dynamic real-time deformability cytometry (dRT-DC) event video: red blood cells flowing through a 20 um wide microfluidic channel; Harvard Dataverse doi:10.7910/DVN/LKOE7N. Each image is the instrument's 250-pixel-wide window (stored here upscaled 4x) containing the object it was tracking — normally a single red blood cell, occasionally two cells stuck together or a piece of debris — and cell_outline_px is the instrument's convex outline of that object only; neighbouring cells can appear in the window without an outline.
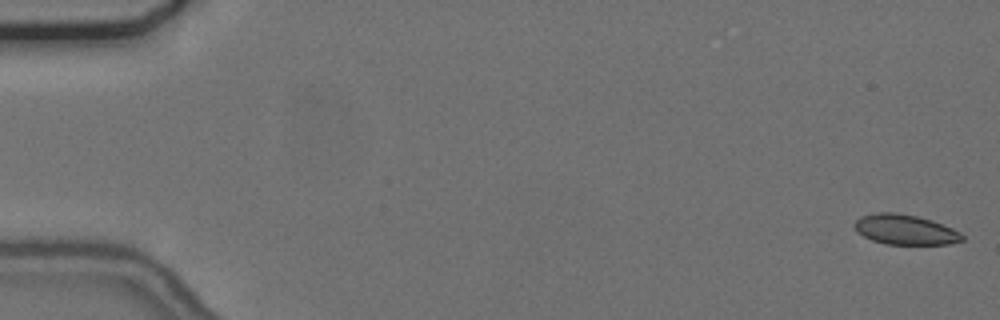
{"species": "common noctule bat (a hibernating species)", "species_latin": "Nyctalus noctula", "temperature_condition": "cold", "stored_images_in_passage": 9, "camera_frame_rate_fps": 3000, "um_per_image_px": 0.085, "animal": {"sex": "female", "body_mass_g": 24.6, "forearm_length_mm": 56.2}, "frame": {"image": 1, "passage_image": 1, "time_ms": 0.0, "image_size_px": [1000, 320], "cell_outline_px": [[964, 240], [948, 244], [884, 244], [872, 240], [856, 232], [852, 224], [860, 216], [876, 212], [896, 212], [916, 216], [932, 220], [952, 228], [960, 232], [964, 236]], "centroid_in_image_um": [76.9, 19.51], "position_along_channel_um": 8.1, "area_um2": 19.02}}